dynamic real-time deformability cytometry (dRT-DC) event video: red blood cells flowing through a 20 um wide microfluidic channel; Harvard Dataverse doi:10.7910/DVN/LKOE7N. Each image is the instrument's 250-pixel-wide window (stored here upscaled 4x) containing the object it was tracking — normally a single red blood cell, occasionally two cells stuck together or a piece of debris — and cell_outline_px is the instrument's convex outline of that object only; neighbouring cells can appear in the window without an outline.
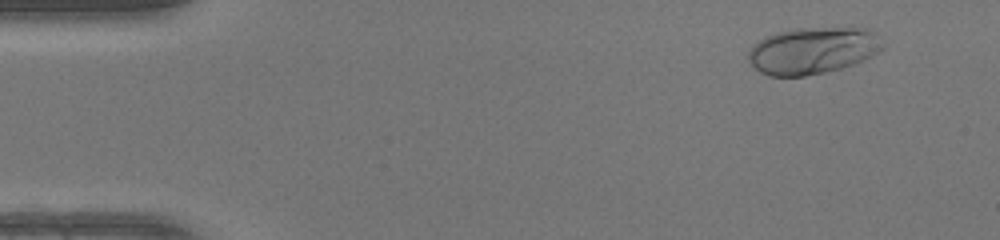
{"species": "human", "species_latin": "Homo sapiens", "temperature_condition": "warm", "stored_images_in_passage": 49, "camera_frame_rate_fps": 3000, "um_per_image_px": 0.085, "donor": {"sex": "female"}, "frame": {"image": 1, "passage_image": 4, "time_ms": 1.0, "image_size_px": [1000, 240], "cell_outline_px": [[884, 48], [864, 60], [840, 68], [824, 72], [804, 76], [768, 76], [760, 72], [748, 60], [748, 52], [760, 40], [768, 36], [780, 32], [800, 28], [852, 24], [872, 28], [884, 44]], "centroid_in_image_um": [69.19, 4.24], "position_along_channel_um": 15.8, "area_um2": 37.34}}
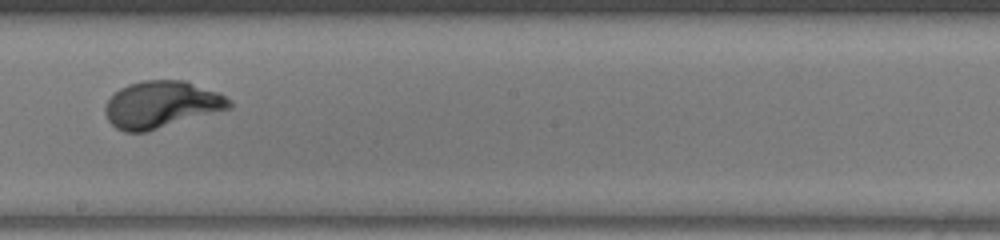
{"frame": {"image": 2, "passage_image": 28, "time_ms": 9.0, "image_size_px": [1000, 240], "cell_outline_px": [[232, 108], [144, 132], [124, 132], [116, 128], [108, 120], [104, 112], [104, 108], [108, 100], [120, 88], [128, 84], [144, 80], [184, 80], [216, 92], [232, 100]], "centroid_in_image_um": [13.71, 8.89], "position_along_channel_um": 234.5, "area_um2": 33.7}}
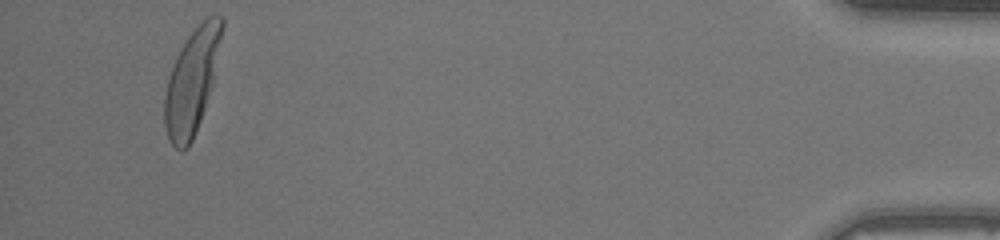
{"frame": {"image": 3, "passage_image": 47, "time_ms": 15.333, "image_size_px": [1000, 240], "cell_outline_px": [[224, 24], [212, 84], [200, 120], [192, 140], [188, 148], [176, 148], [168, 140], [164, 124], [164, 96], [168, 80], [176, 56], [188, 36], [208, 16], [224, 16]], "centroid_in_image_um": [16.29, 6.93], "position_along_channel_um": 418.9, "area_um2": 34.1}, "authors_computed_cell_mechanics": {"area_um2": 33.0616, "velocity_mm_per_s": 4.1591, "shape_relaxation_time_tau1_ms": 2.6318, "shape_relaxation_time_tau2_ms": null, "deformation_change_tau1": 0.192, "deformation_change_tau2": null}}